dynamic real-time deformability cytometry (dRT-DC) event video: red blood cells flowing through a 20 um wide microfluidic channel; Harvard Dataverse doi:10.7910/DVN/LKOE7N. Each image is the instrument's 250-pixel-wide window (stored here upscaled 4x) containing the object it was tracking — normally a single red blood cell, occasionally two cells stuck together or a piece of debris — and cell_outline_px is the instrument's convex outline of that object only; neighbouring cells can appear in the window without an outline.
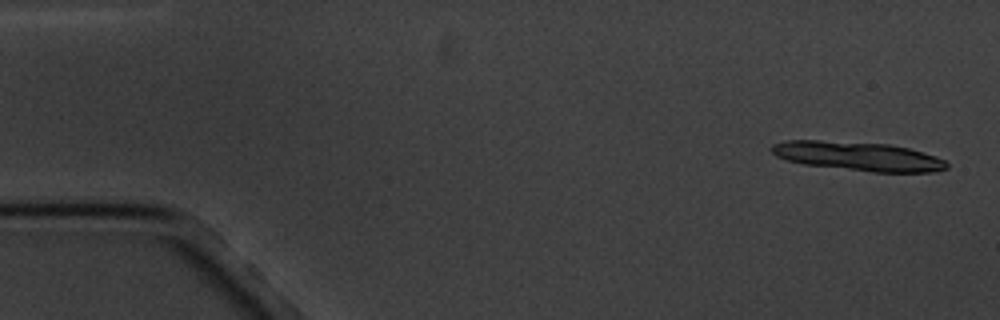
{"species": "common noctule bat (a hibernating species)", "species_latin": "Nyctalus noctula", "temperature_condition": "cold", "stored_images_in_passage": 6, "camera_frame_rate_fps": 3000, "um_per_image_px": 0.085, "animal": {"sex": "male", "body_mass_g": 20.1, "forearm_length_mm": 53.5}, "frame": {"image": 1, "passage_image": 1, "time_ms": 0.0, "image_size_px": [1000, 320], "cell_outline_px": [[948, 168], [936, 172], [872, 172], [804, 164], [788, 160], [776, 156], [768, 148], [772, 144], [784, 140], [820, 140], [888, 144], [908, 148], [936, 156], [944, 160], [948, 164]], "centroid_in_image_um": [72.92, 13.28], "position_along_channel_um": 12.1, "area_um2": 29.65}}
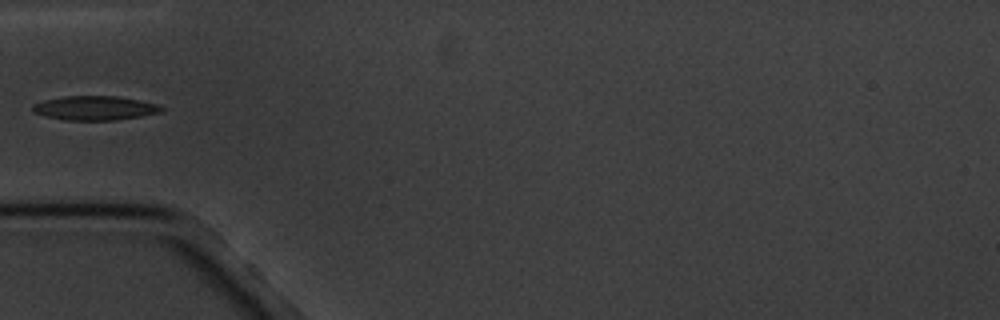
{"frame": {"image": 2, "passage_image": 6, "time_ms": 5.667, "image_size_px": [1000, 320], "cell_outline_px": [[164, 108], [160, 112], [140, 116], [116, 120], [64, 120], [32, 112], [32, 104], [44, 100], [64, 96], [120, 96], [160, 104]], "centroid_in_image_um": [8.07, 9.17], "position_along_channel_um": 76.9, "area_um2": 18.21}}